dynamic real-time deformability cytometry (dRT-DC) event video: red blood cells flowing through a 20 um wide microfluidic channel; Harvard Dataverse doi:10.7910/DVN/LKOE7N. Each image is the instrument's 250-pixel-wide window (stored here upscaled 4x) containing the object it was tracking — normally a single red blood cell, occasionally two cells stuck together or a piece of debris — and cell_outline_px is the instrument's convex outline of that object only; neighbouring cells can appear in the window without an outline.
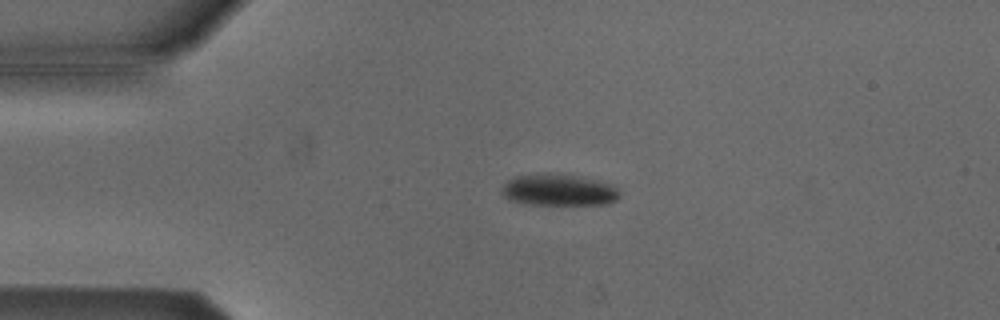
{"species": "Egyptian fruit bat (a non-hibernating species)", "species_latin": "Rousettus aegyptiacus", "temperature_condition": "cold", "stored_images_in_passage": 53, "camera_frame_rate_fps": 3000, "um_per_image_px": 0.085, "animal": {"sex": "male"}, "frame": {"image": 1, "passage_image": 11, "time_ms": 3.333, "image_size_px": [1000, 320], "cell_outline_px": [[620, 196], [616, 200], [608, 204], [524, 204], [508, 200], [500, 192], [500, 188], [508, 180], [516, 176], [548, 172], [556, 172], [580, 176], [616, 184], [620, 192]], "centroid_in_image_um": [47.51, 16.13], "position_along_channel_um": 37.5, "area_um2": 22.37}}
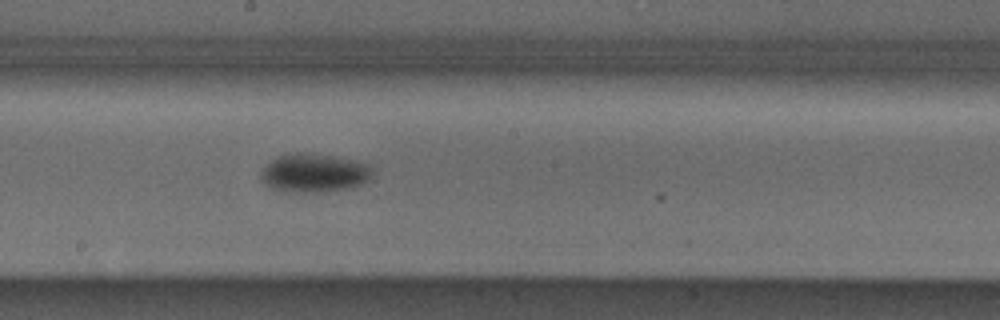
{"frame": {"image": 2, "passage_image": 28, "time_ms": 9.0, "image_size_px": [1000, 320], "cell_outline_px": [[372, 176], [368, 180], [352, 188], [320, 192], [296, 192], [272, 188], [260, 180], [260, 172], [276, 156], [288, 152], [312, 152], [332, 156], [368, 164], [372, 168]], "centroid_in_image_um": [26.68, 14.68], "position_along_channel_um": 221.5, "area_um2": 25.2}}
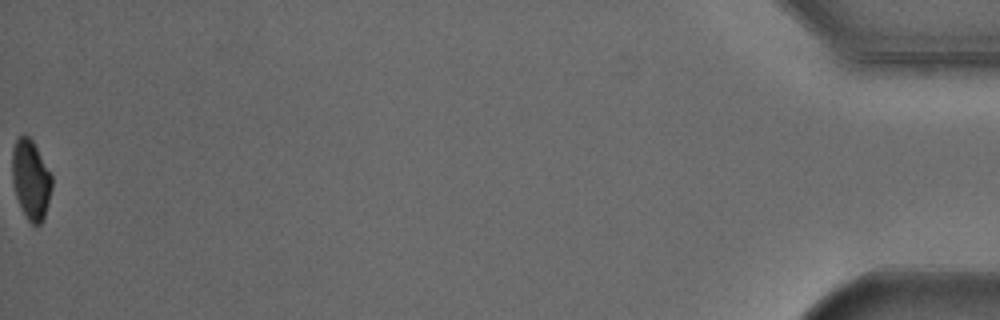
{"frame": {"image": 3, "passage_image": 53, "time_ms": 17.333, "image_size_px": [1000, 320], "cell_outline_px": [[52, 188], [44, 220], [36, 228], [28, 220], [16, 196], [12, 180], [12, 148], [16, 140], [24, 132], [32, 140], [52, 176]], "centroid_in_image_um": [2.62, 15.28], "position_along_channel_um": 432.6, "area_um2": 18.44}, "authors_computed_cell_mechanics": {"area_um2": 22.0796, "velocity_mm_per_s": 3.8109, "shape_relaxation_time_tau1_ms": 4.6026, "shape_relaxation_time_tau2_ms": null, "deformation_change_tau1": 0.0735, "deformation_change_tau2": null}}